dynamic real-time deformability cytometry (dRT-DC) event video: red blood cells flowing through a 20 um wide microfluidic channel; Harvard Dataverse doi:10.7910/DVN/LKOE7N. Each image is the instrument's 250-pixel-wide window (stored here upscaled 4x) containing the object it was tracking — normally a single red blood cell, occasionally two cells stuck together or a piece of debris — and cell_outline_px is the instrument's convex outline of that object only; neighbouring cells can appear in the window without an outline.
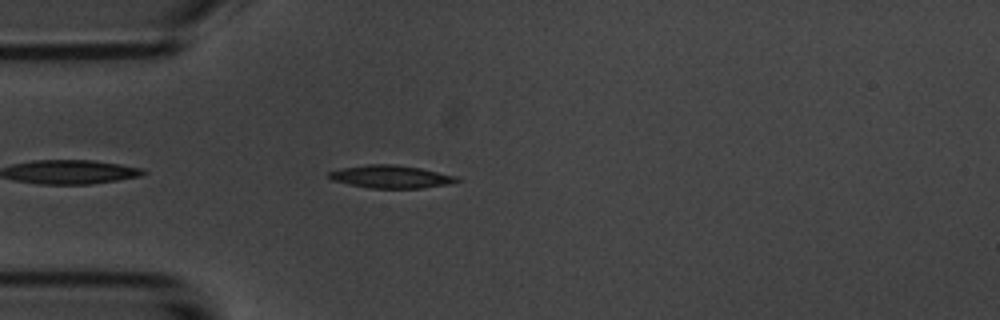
{"species": "common noctule bat (a hibernating species)", "species_latin": "Nyctalus noctula", "temperature_condition": "room temperature", "stored_images_in_passage": 22, "camera_frame_rate_fps": 3000, "um_per_image_px": 0.085, "animal": {"sex": "male", "body_mass_g": 20.1, "forearm_length_mm": 53.5}, "frame": {"image": 1, "passage_image": 5, "time_ms": 1.333, "image_size_px": [1000, 320], "cell_outline_px": [[460, 180], [448, 184], [424, 188], [368, 188], [332, 180], [328, 176], [328, 172], [344, 168], [368, 164], [396, 164], [420, 168], [456, 176]], "centroid_in_image_um": [33.23, 15.02], "position_along_channel_um": 51.8, "area_um2": 16.82}}
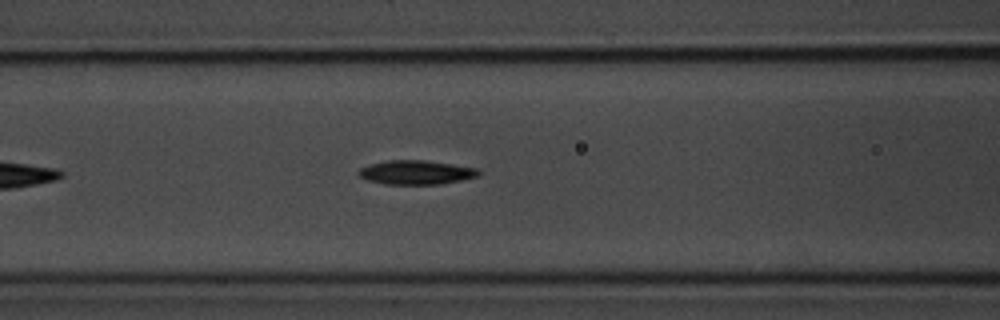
{"frame": {"image": 2, "passage_image": 12, "time_ms": 3.667, "image_size_px": [1000, 320], "cell_outline_px": [[480, 176], [440, 184], [384, 184], [368, 180], [360, 176], [356, 172], [360, 168], [372, 164], [388, 160], [424, 160], [452, 164], [476, 168], [480, 172]], "centroid_in_image_um": [35.37, 14.65], "position_along_channel_um": 131.2, "area_um2": 16.7}}
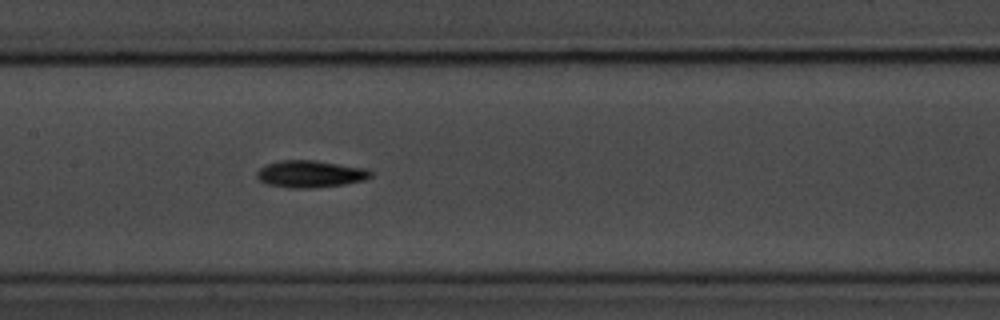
{"frame": {"image": 3, "passage_image": 16, "time_ms": 5.0, "image_size_px": [1000, 320], "cell_outline_px": [[372, 176], [364, 180], [344, 184], [316, 188], [288, 188], [268, 184], [260, 180], [256, 176], [256, 172], [260, 168], [268, 164], [280, 160], [316, 160], [364, 168], [372, 172]], "centroid_in_image_um": [26.37, 14.79], "position_along_channel_um": 181.0, "area_um2": 17.92}}